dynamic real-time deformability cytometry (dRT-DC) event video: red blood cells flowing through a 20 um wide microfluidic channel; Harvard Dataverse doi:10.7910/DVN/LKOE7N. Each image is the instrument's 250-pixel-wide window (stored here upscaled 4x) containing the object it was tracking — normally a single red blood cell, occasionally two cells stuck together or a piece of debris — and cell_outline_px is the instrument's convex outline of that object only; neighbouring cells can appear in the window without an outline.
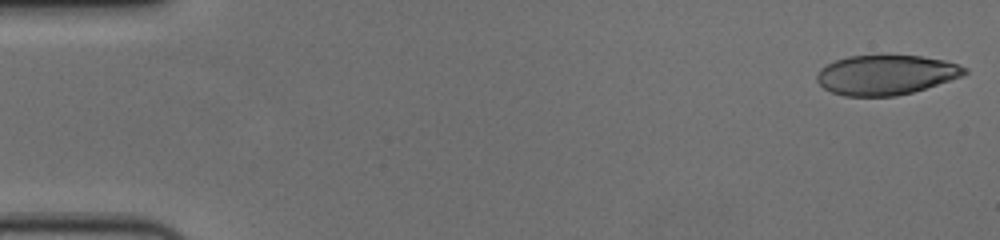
{"species": "human", "species_latin": "Homo sapiens", "temperature_condition": "cold", "stored_images_in_passage": 56, "camera_frame_rate_fps": 3000, "um_per_image_px": 0.085, "donor": {"sex": "female"}, "frame": {"image": 1, "passage_image": 1, "time_ms": 0.0, "image_size_px": [1000, 240], "cell_outline_px": [[968, 72], [964, 76], [912, 92], [896, 96], [844, 96], [832, 92], [824, 88], [816, 80], [816, 76], [820, 68], [836, 60], [848, 56], [920, 56], [944, 60], [968, 68]], "centroid_in_image_um": [75.31, 6.37], "position_along_channel_um": 9.7, "area_um2": 34.04}}
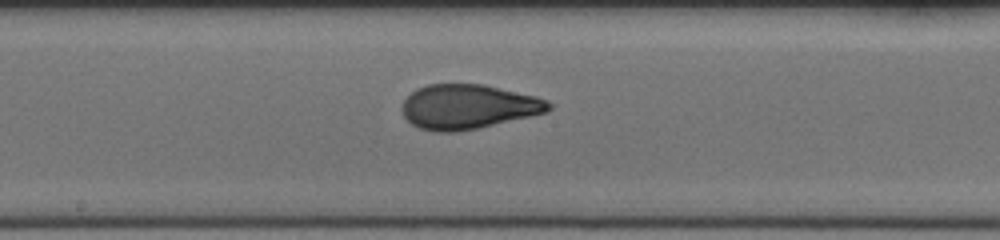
{"frame": {"image": 2, "passage_image": 30, "time_ms": 9.667, "image_size_px": [1000, 240], "cell_outline_px": [[552, 108], [548, 112], [476, 128], [456, 132], [436, 132], [420, 128], [412, 124], [404, 116], [400, 108], [400, 104], [416, 88], [428, 84], [484, 84], [536, 96], [548, 100], [552, 104]], "centroid_in_image_um": [39.78, 9.06], "position_along_channel_um": 208.4, "area_um2": 38.15}}
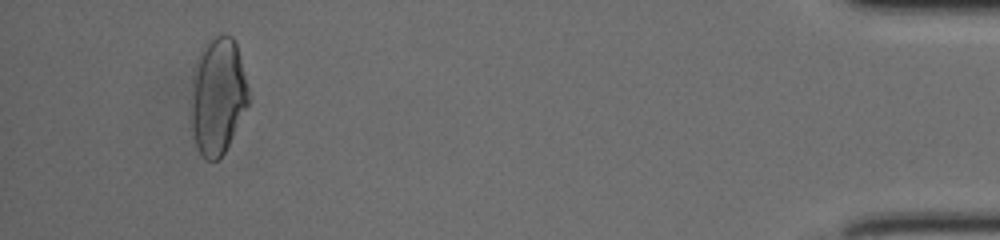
{"frame": {"image": 3, "passage_image": 53, "time_ms": 17.333, "image_size_px": [1000, 240], "cell_outline_px": [[248, 104], [224, 152], [216, 160], [208, 160], [196, 148], [192, 132], [192, 96], [196, 60], [204, 44], [212, 36], [224, 32], [232, 36], [236, 40], [248, 88]], "centroid_in_image_um": [18.52, 8.09], "position_along_channel_um": 416.7, "area_um2": 38.73}, "authors_computed_cell_mechanics": {"area_um2": 37.6856, "velocity_mm_per_s": 3.644, "shape_relaxation_time_tau1_ms": 4.9071, "shape_relaxation_time_tau2_ms": 0.9964, "deformation_change_tau1": 0.197, "deformation_change_tau2": 0.0732}}